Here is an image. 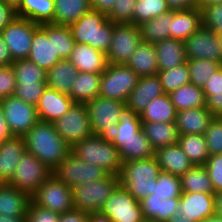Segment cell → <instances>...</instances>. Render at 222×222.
Wrapping results in <instances>:
<instances>
[{
	"instance_id": "obj_1",
	"label": "cell",
	"mask_w": 222,
	"mask_h": 222,
	"mask_svg": "<svg viewBox=\"0 0 222 222\" xmlns=\"http://www.w3.org/2000/svg\"><path fill=\"white\" fill-rule=\"evenodd\" d=\"M23 137L26 151L52 171L71 152V146L57 133L52 122L39 120Z\"/></svg>"
},
{
	"instance_id": "obj_2",
	"label": "cell",
	"mask_w": 222,
	"mask_h": 222,
	"mask_svg": "<svg viewBox=\"0 0 222 222\" xmlns=\"http://www.w3.org/2000/svg\"><path fill=\"white\" fill-rule=\"evenodd\" d=\"M68 27L75 43L88 44L107 54L111 45L114 23L106 14L91 9Z\"/></svg>"
},
{
	"instance_id": "obj_3",
	"label": "cell",
	"mask_w": 222,
	"mask_h": 222,
	"mask_svg": "<svg viewBox=\"0 0 222 222\" xmlns=\"http://www.w3.org/2000/svg\"><path fill=\"white\" fill-rule=\"evenodd\" d=\"M161 172L155 156L123 162L120 172V184L141 202L148 195L153 194L156 180Z\"/></svg>"
},
{
	"instance_id": "obj_4",
	"label": "cell",
	"mask_w": 222,
	"mask_h": 222,
	"mask_svg": "<svg viewBox=\"0 0 222 222\" xmlns=\"http://www.w3.org/2000/svg\"><path fill=\"white\" fill-rule=\"evenodd\" d=\"M79 159L99 166L110 175L120 176L122 160L118 149L100 136L92 135L71 147Z\"/></svg>"
},
{
	"instance_id": "obj_5",
	"label": "cell",
	"mask_w": 222,
	"mask_h": 222,
	"mask_svg": "<svg viewBox=\"0 0 222 222\" xmlns=\"http://www.w3.org/2000/svg\"><path fill=\"white\" fill-rule=\"evenodd\" d=\"M119 184V176L108 174L103 179L75 186L72 188L74 209L88 214L100 212Z\"/></svg>"
},
{
	"instance_id": "obj_6",
	"label": "cell",
	"mask_w": 222,
	"mask_h": 222,
	"mask_svg": "<svg viewBox=\"0 0 222 222\" xmlns=\"http://www.w3.org/2000/svg\"><path fill=\"white\" fill-rule=\"evenodd\" d=\"M93 135L107 142H113V130L120 122L126 104L98 96L86 103Z\"/></svg>"
},
{
	"instance_id": "obj_7",
	"label": "cell",
	"mask_w": 222,
	"mask_h": 222,
	"mask_svg": "<svg viewBox=\"0 0 222 222\" xmlns=\"http://www.w3.org/2000/svg\"><path fill=\"white\" fill-rule=\"evenodd\" d=\"M139 78L126 64L108 63L101 75L99 96L126 103Z\"/></svg>"
},
{
	"instance_id": "obj_8",
	"label": "cell",
	"mask_w": 222,
	"mask_h": 222,
	"mask_svg": "<svg viewBox=\"0 0 222 222\" xmlns=\"http://www.w3.org/2000/svg\"><path fill=\"white\" fill-rule=\"evenodd\" d=\"M51 174V169L25 151L8 184L32 196Z\"/></svg>"
},
{
	"instance_id": "obj_9",
	"label": "cell",
	"mask_w": 222,
	"mask_h": 222,
	"mask_svg": "<svg viewBox=\"0 0 222 222\" xmlns=\"http://www.w3.org/2000/svg\"><path fill=\"white\" fill-rule=\"evenodd\" d=\"M52 123L71 147L93 135L86 104L74 103L67 113Z\"/></svg>"
},
{
	"instance_id": "obj_10",
	"label": "cell",
	"mask_w": 222,
	"mask_h": 222,
	"mask_svg": "<svg viewBox=\"0 0 222 222\" xmlns=\"http://www.w3.org/2000/svg\"><path fill=\"white\" fill-rule=\"evenodd\" d=\"M68 187L105 178L108 173L97 165L87 163L69 153L52 171Z\"/></svg>"
},
{
	"instance_id": "obj_11",
	"label": "cell",
	"mask_w": 222,
	"mask_h": 222,
	"mask_svg": "<svg viewBox=\"0 0 222 222\" xmlns=\"http://www.w3.org/2000/svg\"><path fill=\"white\" fill-rule=\"evenodd\" d=\"M38 206L59 214L73 210L72 188L51 174L31 196Z\"/></svg>"
},
{
	"instance_id": "obj_12",
	"label": "cell",
	"mask_w": 222,
	"mask_h": 222,
	"mask_svg": "<svg viewBox=\"0 0 222 222\" xmlns=\"http://www.w3.org/2000/svg\"><path fill=\"white\" fill-rule=\"evenodd\" d=\"M0 106L12 136L23 137L39 121L36 106L14 95L0 100Z\"/></svg>"
},
{
	"instance_id": "obj_13",
	"label": "cell",
	"mask_w": 222,
	"mask_h": 222,
	"mask_svg": "<svg viewBox=\"0 0 222 222\" xmlns=\"http://www.w3.org/2000/svg\"><path fill=\"white\" fill-rule=\"evenodd\" d=\"M138 25L114 23L110 48L106 54L110 64H126L141 43Z\"/></svg>"
},
{
	"instance_id": "obj_14",
	"label": "cell",
	"mask_w": 222,
	"mask_h": 222,
	"mask_svg": "<svg viewBox=\"0 0 222 222\" xmlns=\"http://www.w3.org/2000/svg\"><path fill=\"white\" fill-rule=\"evenodd\" d=\"M100 212L113 222H142L145 219L140 202L121 184L115 188Z\"/></svg>"
},
{
	"instance_id": "obj_15",
	"label": "cell",
	"mask_w": 222,
	"mask_h": 222,
	"mask_svg": "<svg viewBox=\"0 0 222 222\" xmlns=\"http://www.w3.org/2000/svg\"><path fill=\"white\" fill-rule=\"evenodd\" d=\"M38 28L39 24L19 17L4 28L1 34L13 61L28 58L33 35Z\"/></svg>"
},
{
	"instance_id": "obj_16",
	"label": "cell",
	"mask_w": 222,
	"mask_h": 222,
	"mask_svg": "<svg viewBox=\"0 0 222 222\" xmlns=\"http://www.w3.org/2000/svg\"><path fill=\"white\" fill-rule=\"evenodd\" d=\"M28 60L45 71L50 70L62 58L55 51L54 24H40L34 32Z\"/></svg>"
},
{
	"instance_id": "obj_17",
	"label": "cell",
	"mask_w": 222,
	"mask_h": 222,
	"mask_svg": "<svg viewBox=\"0 0 222 222\" xmlns=\"http://www.w3.org/2000/svg\"><path fill=\"white\" fill-rule=\"evenodd\" d=\"M187 59H206L222 64V50L218 35L201 26L183 41Z\"/></svg>"
},
{
	"instance_id": "obj_18",
	"label": "cell",
	"mask_w": 222,
	"mask_h": 222,
	"mask_svg": "<svg viewBox=\"0 0 222 222\" xmlns=\"http://www.w3.org/2000/svg\"><path fill=\"white\" fill-rule=\"evenodd\" d=\"M177 214L193 222L215 214V194L182 192Z\"/></svg>"
},
{
	"instance_id": "obj_19",
	"label": "cell",
	"mask_w": 222,
	"mask_h": 222,
	"mask_svg": "<svg viewBox=\"0 0 222 222\" xmlns=\"http://www.w3.org/2000/svg\"><path fill=\"white\" fill-rule=\"evenodd\" d=\"M164 94L165 92L157 74L140 77L127 98L126 108L140 115L150 101Z\"/></svg>"
},
{
	"instance_id": "obj_20",
	"label": "cell",
	"mask_w": 222,
	"mask_h": 222,
	"mask_svg": "<svg viewBox=\"0 0 222 222\" xmlns=\"http://www.w3.org/2000/svg\"><path fill=\"white\" fill-rule=\"evenodd\" d=\"M74 103L68 94L46 87L36 105L39 120L54 122L67 113Z\"/></svg>"
},
{
	"instance_id": "obj_21",
	"label": "cell",
	"mask_w": 222,
	"mask_h": 222,
	"mask_svg": "<svg viewBox=\"0 0 222 222\" xmlns=\"http://www.w3.org/2000/svg\"><path fill=\"white\" fill-rule=\"evenodd\" d=\"M68 59L78 72L102 74L108 65L106 54L88 44L75 43Z\"/></svg>"
},
{
	"instance_id": "obj_22",
	"label": "cell",
	"mask_w": 222,
	"mask_h": 222,
	"mask_svg": "<svg viewBox=\"0 0 222 222\" xmlns=\"http://www.w3.org/2000/svg\"><path fill=\"white\" fill-rule=\"evenodd\" d=\"M26 151L24 137L12 136L0 143V182L8 183L23 153Z\"/></svg>"
},
{
	"instance_id": "obj_23",
	"label": "cell",
	"mask_w": 222,
	"mask_h": 222,
	"mask_svg": "<svg viewBox=\"0 0 222 222\" xmlns=\"http://www.w3.org/2000/svg\"><path fill=\"white\" fill-rule=\"evenodd\" d=\"M214 115L206 107H193L178 111L175 125L179 135L204 134Z\"/></svg>"
},
{
	"instance_id": "obj_24",
	"label": "cell",
	"mask_w": 222,
	"mask_h": 222,
	"mask_svg": "<svg viewBox=\"0 0 222 222\" xmlns=\"http://www.w3.org/2000/svg\"><path fill=\"white\" fill-rule=\"evenodd\" d=\"M155 158L161 171L179 177L194 166L178 143L157 149Z\"/></svg>"
},
{
	"instance_id": "obj_25",
	"label": "cell",
	"mask_w": 222,
	"mask_h": 222,
	"mask_svg": "<svg viewBox=\"0 0 222 222\" xmlns=\"http://www.w3.org/2000/svg\"><path fill=\"white\" fill-rule=\"evenodd\" d=\"M31 196L8 183L0 184V215L26 216Z\"/></svg>"
},
{
	"instance_id": "obj_26",
	"label": "cell",
	"mask_w": 222,
	"mask_h": 222,
	"mask_svg": "<svg viewBox=\"0 0 222 222\" xmlns=\"http://www.w3.org/2000/svg\"><path fill=\"white\" fill-rule=\"evenodd\" d=\"M114 146L118 149L122 162L148 159L155 156V150L142 128L134 134V137L120 139Z\"/></svg>"
},
{
	"instance_id": "obj_27",
	"label": "cell",
	"mask_w": 222,
	"mask_h": 222,
	"mask_svg": "<svg viewBox=\"0 0 222 222\" xmlns=\"http://www.w3.org/2000/svg\"><path fill=\"white\" fill-rule=\"evenodd\" d=\"M126 65L138 74L139 77L158 74L155 45L141 41Z\"/></svg>"
},
{
	"instance_id": "obj_28",
	"label": "cell",
	"mask_w": 222,
	"mask_h": 222,
	"mask_svg": "<svg viewBox=\"0 0 222 222\" xmlns=\"http://www.w3.org/2000/svg\"><path fill=\"white\" fill-rule=\"evenodd\" d=\"M159 71L168 70L187 62V56L182 40L165 39L154 44Z\"/></svg>"
},
{
	"instance_id": "obj_29",
	"label": "cell",
	"mask_w": 222,
	"mask_h": 222,
	"mask_svg": "<svg viewBox=\"0 0 222 222\" xmlns=\"http://www.w3.org/2000/svg\"><path fill=\"white\" fill-rule=\"evenodd\" d=\"M202 26L201 10L193 8L190 10L174 11L171 20L170 38L186 40Z\"/></svg>"
},
{
	"instance_id": "obj_30",
	"label": "cell",
	"mask_w": 222,
	"mask_h": 222,
	"mask_svg": "<svg viewBox=\"0 0 222 222\" xmlns=\"http://www.w3.org/2000/svg\"><path fill=\"white\" fill-rule=\"evenodd\" d=\"M142 130L155 151L178 143L179 132L175 122H142Z\"/></svg>"
},
{
	"instance_id": "obj_31",
	"label": "cell",
	"mask_w": 222,
	"mask_h": 222,
	"mask_svg": "<svg viewBox=\"0 0 222 222\" xmlns=\"http://www.w3.org/2000/svg\"><path fill=\"white\" fill-rule=\"evenodd\" d=\"M100 73L78 72L68 94L75 103L86 104L99 96Z\"/></svg>"
},
{
	"instance_id": "obj_32",
	"label": "cell",
	"mask_w": 222,
	"mask_h": 222,
	"mask_svg": "<svg viewBox=\"0 0 222 222\" xmlns=\"http://www.w3.org/2000/svg\"><path fill=\"white\" fill-rule=\"evenodd\" d=\"M180 198L161 200L148 195L140 202L142 213L145 219H152L159 222H169L178 212Z\"/></svg>"
},
{
	"instance_id": "obj_33",
	"label": "cell",
	"mask_w": 222,
	"mask_h": 222,
	"mask_svg": "<svg viewBox=\"0 0 222 222\" xmlns=\"http://www.w3.org/2000/svg\"><path fill=\"white\" fill-rule=\"evenodd\" d=\"M77 74L78 70L69 59H61L47 71V87L61 93L69 94Z\"/></svg>"
},
{
	"instance_id": "obj_34",
	"label": "cell",
	"mask_w": 222,
	"mask_h": 222,
	"mask_svg": "<svg viewBox=\"0 0 222 222\" xmlns=\"http://www.w3.org/2000/svg\"><path fill=\"white\" fill-rule=\"evenodd\" d=\"M54 11V0H23L16 15L40 25L52 23Z\"/></svg>"
},
{
	"instance_id": "obj_35",
	"label": "cell",
	"mask_w": 222,
	"mask_h": 222,
	"mask_svg": "<svg viewBox=\"0 0 222 222\" xmlns=\"http://www.w3.org/2000/svg\"><path fill=\"white\" fill-rule=\"evenodd\" d=\"M174 10L161 14L151 20L144 21L138 27L143 42L155 44L170 38L171 20Z\"/></svg>"
},
{
	"instance_id": "obj_36",
	"label": "cell",
	"mask_w": 222,
	"mask_h": 222,
	"mask_svg": "<svg viewBox=\"0 0 222 222\" xmlns=\"http://www.w3.org/2000/svg\"><path fill=\"white\" fill-rule=\"evenodd\" d=\"M53 24L67 25L75 23L91 10L90 0H54Z\"/></svg>"
},
{
	"instance_id": "obj_37",
	"label": "cell",
	"mask_w": 222,
	"mask_h": 222,
	"mask_svg": "<svg viewBox=\"0 0 222 222\" xmlns=\"http://www.w3.org/2000/svg\"><path fill=\"white\" fill-rule=\"evenodd\" d=\"M177 110L174 108L169 94H164L150 101L140 113L142 122H175Z\"/></svg>"
},
{
	"instance_id": "obj_38",
	"label": "cell",
	"mask_w": 222,
	"mask_h": 222,
	"mask_svg": "<svg viewBox=\"0 0 222 222\" xmlns=\"http://www.w3.org/2000/svg\"><path fill=\"white\" fill-rule=\"evenodd\" d=\"M169 97L177 112L193 107H206L203 88L197 87L191 82L171 92Z\"/></svg>"
},
{
	"instance_id": "obj_39",
	"label": "cell",
	"mask_w": 222,
	"mask_h": 222,
	"mask_svg": "<svg viewBox=\"0 0 222 222\" xmlns=\"http://www.w3.org/2000/svg\"><path fill=\"white\" fill-rule=\"evenodd\" d=\"M182 192L214 194L211 180L204 165H194L180 176Z\"/></svg>"
},
{
	"instance_id": "obj_40",
	"label": "cell",
	"mask_w": 222,
	"mask_h": 222,
	"mask_svg": "<svg viewBox=\"0 0 222 222\" xmlns=\"http://www.w3.org/2000/svg\"><path fill=\"white\" fill-rule=\"evenodd\" d=\"M178 145L193 165H204L209 157L204 134L179 135Z\"/></svg>"
},
{
	"instance_id": "obj_41",
	"label": "cell",
	"mask_w": 222,
	"mask_h": 222,
	"mask_svg": "<svg viewBox=\"0 0 222 222\" xmlns=\"http://www.w3.org/2000/svg\"><path fill=\"white\" fill-rule=\"evenodd\" d=\"M165 94H170L179 87L190 83L189 67L187 62L168 70L158 71Z\"/></svg>"
},
{
	"instance_id": "obj_42",
	"label": "cell",
	"mask_w": 222,
	"mask_h": 222,
	"mask_svg": "<svg viewBox=\"0 0 222 222\" xmlns=\"http://www.w3.org/2000/svg\"><path fill=\"white\" fill-rule=\"evenodd\" d=\"M11 66L16 76V83H46L47 71L28 59L16 60Z\"/></svg>"
},
{
	"instance_id": "obj_43",
	"label": "cell",
	"mask_w": 222,
	"mask_h": 222,
	"mask_svg": "<svg viewBox=\"0 0 222 222\" xmlns=\"http://www.w3.org/2000/svg\"><path fill=\"white\" fill-rule=\"evenodd\" d=\"M187 64L190 82L200 88L221 67V63L206 59H187Z\"/></svg>"
},
{
	"instance_id": "obj_44",
	"label": "cell",
	"mask_w": 222,
	"mask_h": 222,
	"mask_svg": "<svg viewBox=\"0 0 222 222\" xmlns=\"http://www.w3.org/2000/svg\"><path fill=\"white\" fill-rule=\"evenodd\" d=\"M170 11L165 0H137L133 13V24L140 25Z\"/></svg>"
},
{
	"instance_id": "obj_45",
	"label": "cell",
	"mask_w": 222,
	"mask_h": 222,
	"mask_svg": "<svg viewBox=\"0 0 222 222\" xmlns=\"http://www.w3.org/2000/svg\"><path fill=\"white\" fill-rule=\"evenodd\" d=\"M152 195L161 200L180 198L182 195L180 177L161 171Z\"/></svg>"
},
{
	"instance_id": "obj_46",
	"label": "cell",
	"mask_w": 222,
	"mask_h": 222,
	"mask_svg": "<svg viewBox=\"0 0 222 222\" xmlns=\"http://www.w3.org/2000/svg\"><path fill=\"white\" fill-rule=\"evenodd\" d=\"M142 128V121L138 113H135L127 108L121 115L120 122L115 125L113 130V142L116 144L120 139H129L134 137Z\"/></svg>"
},
{
	"instance_id": "obj_47",
	"label": "cell",
	"mask_w": 222,
	"mask_h": 222,
	"mask_svg": "<svg viewBox=\"0 0 222 222\" xmlns=\"http://www.w3.org/2000/svg\"><path fill=\"white\" fill-rule=\"evenodd\" d=\"M208 154H222V116H214L204 133Z\"/></svg>"
},
{
	"instance_id": "obj_48",
	"label": "cell",
	"mask_w": 222,
	"mask_h": 222,
	"mask_svg": "<svg viewBox=\"0 0 222 222\" xmlns=\"http://www.w3.org/2000/svg\"><path fill=\"white\" fill-rule=\"evenodd\" d=\"M75 41L72 38L70 28L67 25L54 24V46L55 51L62 59H68Z\"/></svg>"
},
{
	"instance_id": "obj_49",
	"label": "cell",
	"mask_w": 222,
	"mask_h": 222,
	"mask_svg": "<svg viewBox=\"0 0 222 222\" xmlns=\"http://www.w3.org/2000/svg\"><path fill=\"white\" fill-rule=\"evenodd\" d=\"M46 87V83H17L14 96L36 106Z\"/></svg>"
},
{
	"instance_id": "obj_50",
	"label": "cell",
	"mask_w": 222,
	"mask_h": 222,
	"mask_svg": "<svg viewBox=\"0 0 222 222\" xmlns=\"http://www.w3.org/2000/svg\"><path fill=\"white\" fill-rule=\"evenodd\" d=\"M137 0H116L111 12L107 15L113 23L133 24V13Z\"/></svg>"
},
{
	"instance_id": "obj_51",
	"label": "cell",
	"mask_w": 222,
	"mask_h": 222,
	"mask_svg": "<svg viewBox=\"0 0 222 222\" xmlns=\"http://www.w3.org/2000/svg\"><path fill=\"white\" fill-rule=\"evenodd\" d=\"M202 26L217 35L222 34V3L204 7L201 10Z\"/></svg>"
},
{
	"instance_id": "obj_52",
	"label": "cell",
	"mask_w": 222,
	"mask_h": 222,
	"mask_svg": "<svg viewBox=\"0 0 222 222\" xmlns=\"http://www.w3.org/2000/svg\"><path fill=\"white\" fill-rule=\"evenodd\" d=\"M214 189V194L222 191V154L211 155L204 164Z\"/></svg>"
},
{
	"instance_id": "obj_53",
	"label": "cell",
	"mask_w": 222,
	"mask_h": 222,
	"mask_svg": "<svg viewBox=\"0 0 222 222\" xmlns=\"http://www.w3.org/2000/svg\"><path fill=\"white\" fill-rule=\"evenodd\" d=\"M16 84V76L12 66H0V100L13 96Z\"/></svg>"
},
{
	"instance_id": "obj_54",
	"label": "cell",
	"mask_w": 222,
	"mask_h": 222,
	"mask_svg": "<svg viewBox=\"0 0 222 222\" xmlns=\"http://www.w3.org/2000/svg\"><path fill=\"white\" fill-rule=\"evenodd\" d=\"M26 217L27 222H58L60 214L42 208L31 200Z\"/></svg>"
},
{
	"instance_id": "obj_55",
	"label": "cell",
	"mask_w": 222,
	"mask_h": 222,
	"mask_svg": "<svg viewBox=\"0 0 222 222\" xmlns=\"http://www.w3.org/2000/svg\"><path fill=\"white\" fill-rule=\"evenodd\" d=\"M205 98L207 99L213 93L222 92V67H220L211 77L207 80L203 87Z\"/></svg>"
},
{
	"instance_id": "obj_56",
	"label": "cell",
	"mask_w": 222,
	"mask_h": 222,
	"mask_svg": "<svg viewBox=\"0 0 222 222\" xmlns=\"http://www.w3.org/2000/svg\"><path fill=\"white\" fill-rule=\"evenodd\" d=\"M16 10L7 5L4 1H0V33L4 30V28L11 23L15 18Z\"/></svg>"
},
{
	"instance_id": "obj_57",
	"label": "cell",
	"mask_w": 222,
	"mask_h": 222,
	"mask_svg": "<svg viewBox=\"0 0 222 222\" xmlns=\"http://www.w3.org/2000/svg\"><path fill=\"white\" fill-rule=\"evenodd\" d=\"M89 214L78 209L61 213L58 222H88Z\"/></svg>"
},
{
	"instance_id": "obj_58",
	"label": "cell",
	"mask_w": 222,
	"mask_h": 222,
	"mask_svg": "<svg viewBox=\"0 0 222 222\" xmlns=\"http://www.w3.org/2000/svg\"><path fill=\"white\" fill-rule=\"evenodd\" d=\"M206 108L214 116H222V92L210 95L206 99Z\"/></svg>"
},
{
	"instance_id": "obj_59",
	"label": "cell",
	"mask_w": 222,
	"mask_h": 222,
	"mask_svg": "<svg viewBox=\"0 0 222 222\" xmlns=\"http://www.w3.org/2000/svg\"><path fill=\"white\" fill-rule=\"evenodd\" d=\"M170 10H190L198 7V0H165Z\"/></svg>"
},
{
	"instance_id": "obj_60",
	"label": "cell",
	"mask_w": 222,
	"mask_h": 222,
	"mask_svg": "<svg viewBox=\"0 0 222 222\" xmlns=\"http://www.w3.org/2000/svg\"><path fill=\"white\" fill-rule=\"evenodd\" d=\"M116 0H90L91 9L108 15Z\"/></svg>"
},
{
	"instance_id": "obj_61",
	"label": "cell",
	"mask_w": 222,
	"mask_h": 222,
	"mask_svg": "<svg viewBox=\"0 0 222 222\" xmlns=\"http://www.w3.org/2000/svg\"><path fill=\"white\" fill-rule=\"evenodd\" d=\"M13 62L9 49L4 42L3 35L0 33V66H11Z\"/></svg>"
},
{
	"instance_id": "obj_62",
	"label": "cell",
	"mask_w": 222,
	"mask_h": 222,
	"mask_svg": "<svg viewBox=\"0 0 222 222\" xmlns=\"http://www.w3.org/2000/svg\"><path fill=\"white\" fill-rule=\"evenodd\" d=\"M12 137V134L8 128L7 122L5 120L3 110L0 106V143L4 142L6 139Z\"/></svg>"
},
{
	"instance_id": "obj_63",
	"label": "cell",
	"mask_w": 222,
	"mask_h": 222,
	"mask_svg": "<svg viewBox=\"0 0 222 222\" xmlns=\"http://www.w3.org/2000/svg\"><path fill=\"white\" fill-rule=\"evenodd\" d=\"M88 222H113L109 217L101 212H95L89 214Z\"/></svg>"
},
{
	"instance_id": "obj_64",
	"label": "cell",
	"mask_w": 222,
	"mask_h": 222,
	"mask_svg": "<svg viewBox=\"0 0 222 222\" xmlns=\"http://www.w3.org/2000/svg\"><path fill=\"white\" fill-rule=\"evenodd\" d=\"M0 222H27L26 216H6V215H0Z\"/></svg>"
},
{
	"instance_id": "obj_65",
	"label": "cell",
	"mask_w": 222,
	"mask_h": 222,
	"mask_svg": "<svg viewBox=\"0 0 222 222\" xmlns=\"http://www.w3.org/2000/svg\"><path fill=\"white\" fill-rule=\"evenodd\" d=\"M215 214L222 217V191L215 194Z\"/></svg>"
},
{
	"instance_id": "obj_66",
	"label": "cell",
	"mask_w": 222,
	"mask_h": 222,
	"mask_svg": "<svg viewBox=\"0 0 222 222\" xmlns=\"http://www.w3.org/2000/svg\"><path fill=\"white\" fill-rule=\"evenodd\" d=\"M222 0H198V8L202 10L204 7L221 4Z\"/></svg>"
},
{
	"instance_id": "obj_67",
	"label": "cell",
	"mask_w": 222,
	"mask_h": 222,
	"mask_svg": "<svg viewBox=\"0 0 222 222\" xmlns=\"http://www.w3.org/2000/svg\"><path fill=\"white\" fill-rule=\"evenodd\" d=\"M196 222H222V217H220L217 214L212 215L211 217H208L206 219H201Z\"/></svg>"
},
{
	"instance_id": "obj_68",
	"label": "cell",
	"mask_w": 222,
	"mask_h": 222,
	"mask_svg": "<svg viewBox=\"0 0 222 222\" xmlns=\"http://www.w3.org/2000/svg\"><path fill=\"white\" fill-rule=\"evenodd\" d=\"M2 1H4L7 5L13 7L15 10H17L23 0H2Z\"/></svg>"
},
{
	"instance_id": "obj_69",
	"label": "cell",
	"mask_w": 222,
	"mask_h": 222,
	"mask_svg": "<svg viewBox=\"0 0 222 222\" xmlns=\"http://www.w3.org/2000/svg\"><path fill=\"white\" fill-rule=\"evenodd\" d=\"M169 222H193L192 220H185L184 217L175 214Z\"/></svg>"
},
{
	"instance_id": "obj_70",
	"label": "cell",
	"mask_w": 222,
	"mask_h": 222,
	"mask_svg": "<svg viewBox=\"0 0 222 222\" xmlns=\"http://www.w3.org/2000/svg\"><path fill=\"white\" fill-rule=\"evenodd\" d=\"M218 39H219L221 50H222V34L218 35Z\"/></svg>"
},
{
	"instance_id": "obj_71",
	"label": "cell",
	"mask_w": 222,
	"mask_h": 222,
	"mask_svg": "<svg viewBox=\"0 0 222 222\" xmlns=\"http://www.w3.org/2000/svg\"><path fill=\"white\" fill-rule=\"evenodd\" d=\"M142 222H159V221L152 220V219H144Z\"/></svg>"
}]
</instances>
